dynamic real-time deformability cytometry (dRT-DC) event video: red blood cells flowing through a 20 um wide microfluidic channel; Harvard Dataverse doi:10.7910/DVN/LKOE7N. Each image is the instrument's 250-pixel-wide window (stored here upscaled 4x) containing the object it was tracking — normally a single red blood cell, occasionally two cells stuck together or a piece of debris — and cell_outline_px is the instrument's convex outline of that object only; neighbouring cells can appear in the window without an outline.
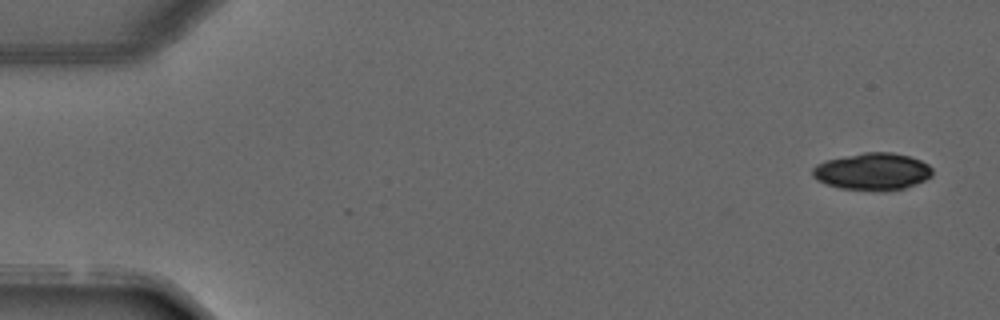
{"species": "common noctule bat (a hibernating species)", "species_latin": "Nyctalus noctula", "temperature_condition": "warm", "stored_images_in_passage": 4, "camera_frame_rate_fps": 3000, "um_per_image_px": 0.085, "animal": {"sex": "male", "forearm_length_mm": 52.5}, "frame": {"image": 1, "passage_image": 1, "time_ms": 0.0, "image_size_px": [1000, 320], "cell_outline_px": [[932, 176], [916, 184], [904, 188], [884, 192], [880, 192], [840, 188], [816, 180], [812, 176], [812, 168], [816, 164], [824, 160], [864, 152], [892, 152], [908, 156], [920, 160], [928, 164], [932, 168]], "centroid_in_image_um": [74.15, 14.59], "position_along_channel_um": 10.9, "area_um2": 26.24}}